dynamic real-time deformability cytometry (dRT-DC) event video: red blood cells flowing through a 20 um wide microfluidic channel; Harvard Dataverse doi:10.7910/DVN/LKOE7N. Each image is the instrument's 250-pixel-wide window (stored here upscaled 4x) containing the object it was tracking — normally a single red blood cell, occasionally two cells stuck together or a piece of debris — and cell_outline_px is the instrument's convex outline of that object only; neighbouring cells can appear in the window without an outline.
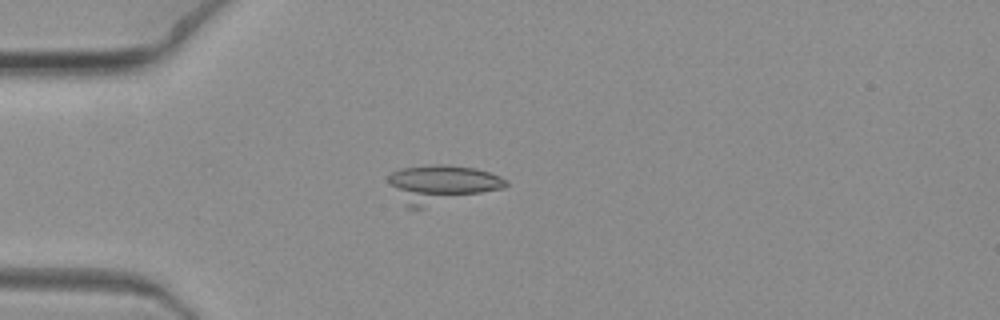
{"species": "common noctule bat (a hibernating species)", "species_latin": "Nyctalus noctula", "temperature_condition": "warm", "stored_images_in_passage": 6, "camera_frame_rate_fps": 3000, "um_per_image_px": 0.085, "animal": {"sex": "female", "body_mass_g": 19.3, "forearm_length_mm": 54.1}, "frame": {"image": 1, "passage_image": 6, "time_ms": 1.667, "image_size_px": [1000, 320], "cell_outline_px": [[508, 184], [504, 188], [424, 208], [408, 208], [388, 180], [388, 176], [392, 172], [400, 168], [432, 164], [440, 164], [476, 168], [500, 176], [508, 180]], "centroid_in_image_um": [37.56, 15.64], "position_along_channel_um": 47.4, "area_um2": 25.89}}